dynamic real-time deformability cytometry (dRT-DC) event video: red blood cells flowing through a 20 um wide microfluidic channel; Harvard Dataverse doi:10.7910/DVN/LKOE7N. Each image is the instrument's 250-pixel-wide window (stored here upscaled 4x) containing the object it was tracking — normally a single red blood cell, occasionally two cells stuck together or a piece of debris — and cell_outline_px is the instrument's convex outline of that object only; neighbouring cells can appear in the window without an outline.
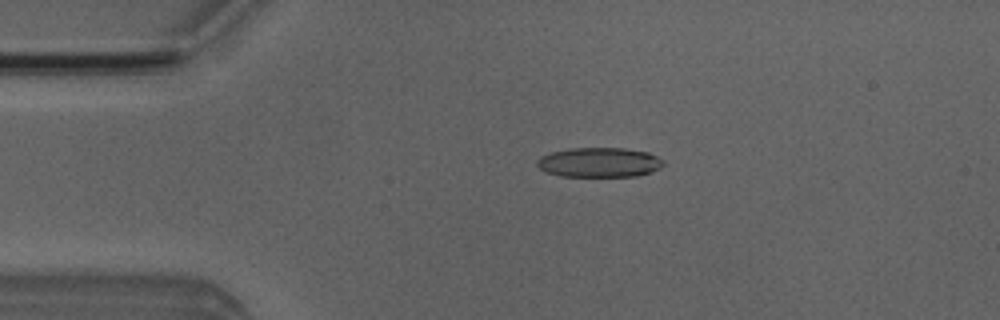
{"species": "Egyptian fruit bat (a non-hibernating species)", "species_latin": "Rousettus aegyptiacus", "temperature_condition": "room temperature", "stored_images_in_passage": 50, "camera_frame_rate_fps": 3000, "um_per_image_px": 0.085, "animal": {"sex": "male"}, "frame": {"image": 1, "passage_image": 10, "time_ms": 3.0, "image_size_px": [1000, 320], "cell_outline_px": [[664, 164], [660, 168], [652, 172], [636, 176], [560, 176], [548, 172], [540, 168], [536, 164], [536, 160], [540, 156], [552, 152], [568, 148], [624, 148], [648, 152], [664, 160]], "centroid_in_image_um": [50.95, 13.8], "position_along_channel_um": 34.1, "area_um2": 21.91}}
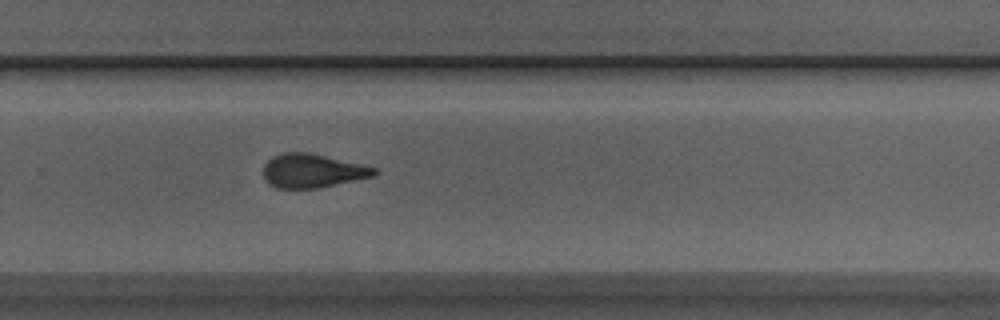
{"frame": {"image": 2, "passage_image": 33, "time_ms": 10.667, "image_size_px": [1000, 320], "cell_outline_px": [[380, 172], [372, 176], [320, 188], [276, 188], [268, 184], [264, 180], [264, 164], [272, 156], [280, 152], [308, 152], [360, 164], [376, 168]], "centroid_in_image_um": [26.51, 14.52], "position_along_channel_um": 303.3, "area_um2": 21.85}}
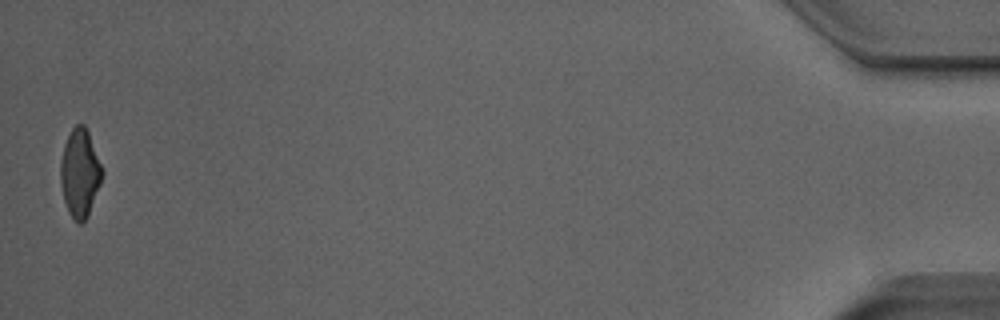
{"frame": {"image": 3, "passage_image": 50, "time_ms": 16.333, "image_size_px": [1000, 320], "cell_outline_px": [[104, 172], [100, 184], [88, 216], [80, 224], [68, 212], [64, 200], [60, 184], [60, 160], [64, 144], [72, 128], [76, 124], [84, 124], [88, 132]], "centroid_in_image_um": [6.78, 14.7], "position_along_channel_um": 428.4, "area_um2": 21.27}, "authors_computed_cell_mechanics": {"area_um2": 22.253, "velocity_mm_per_s": 3.9931, "shape_relaxation_time_tau1_ms": 4.8387, "shape_relaxation_time_tau2_ms": 1.8247, "deformation_change_tau1": 0.1716, "deformation_change_tau2": 0.0942}}